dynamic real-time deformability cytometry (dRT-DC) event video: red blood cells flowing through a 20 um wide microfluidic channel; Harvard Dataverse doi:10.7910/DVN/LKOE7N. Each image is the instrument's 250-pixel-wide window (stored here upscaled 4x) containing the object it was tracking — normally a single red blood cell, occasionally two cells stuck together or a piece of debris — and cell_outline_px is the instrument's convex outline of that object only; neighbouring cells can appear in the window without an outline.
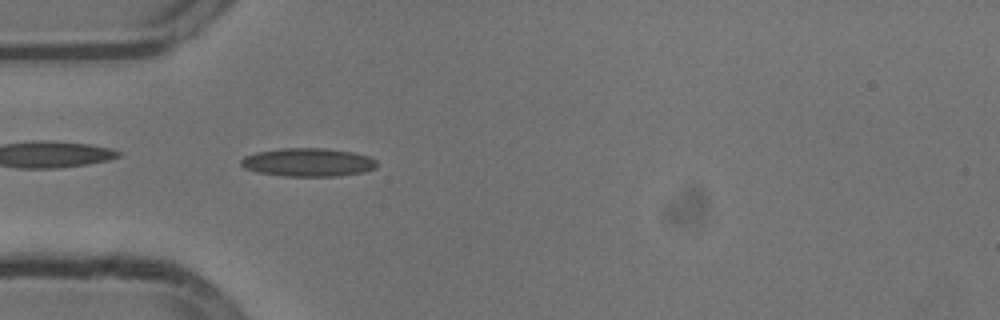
{"species": "common noctule bat (a hibernating species)", "species_latin": "Nyctalus noctula", "temperature_condition": "cold", "stored_images_in_passage": 38, "camera_frame_rate_fps": 3000, "um_per_image_px": 0.085, "animal": {"sex": "male", "body_mass_g": 13.3}, "frame": {"image": 1, "passage_image": 2, "time_ms": 0.333, "image_size_px": [1000, 320], "cell_outline_px": [[376, 168], [364, 172], [336, 176], [284, 176], [256, 172], [244, 168], [240, 164], [240, 160], [244, 156], [256, 152], [280, 148], [324, 148], [352, 152], [368, 156], [376, 160]], "centroid_in_image_um": [26.15, 13.79], "position_along_channel_um": 58.8, "area_um2": 22.54}}
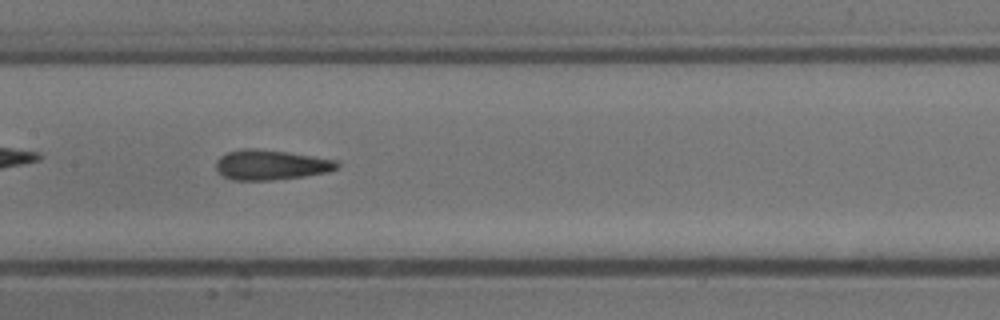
{"frame": {"image": 2, "passage_image": 12, "time_ms": 3.667, "image_size_px": [1000, 320], "cell_outline_px": [[340, 164], [336, 168], [328, 172], [304, 176], [272, 180], [232, 180], [224, 176], [216, 168], [216, 160], [220, 156], [228, 152], [244, 148], [256, 148], [312, 156], [336, 160]], "centroid_in_image_um": [23.0, 14.01], "position_along_channel_um": 184.4, "area_um2": 20.98}}
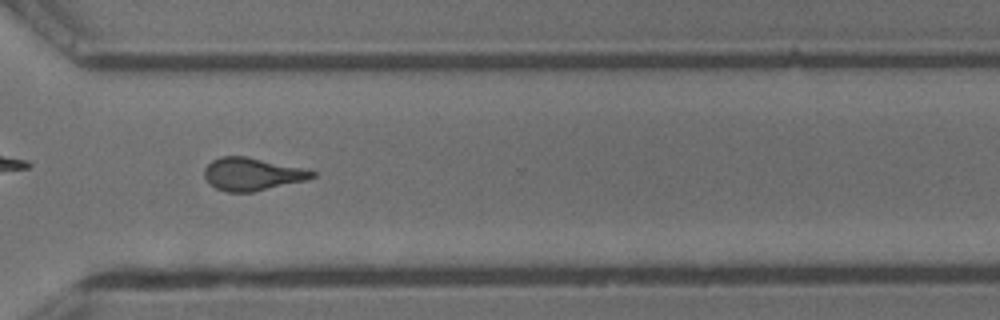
{"frame": {"image": 3, "passage_image": 25, "time_ms": 8.0, "image_size_px": [1000, 320], "cell_outline_px": [[316, 176], [308, 180], [252, 192], [228, 192], [216, 188], [204, 176], [204, 168], [212, 160], [220, 156], [244, 156], [300, 168], [316, 172]], "centroid_in_image_um": [21.42, 14.8], "position_along_channel_um": 349.2, "area_um2": 20.23}}